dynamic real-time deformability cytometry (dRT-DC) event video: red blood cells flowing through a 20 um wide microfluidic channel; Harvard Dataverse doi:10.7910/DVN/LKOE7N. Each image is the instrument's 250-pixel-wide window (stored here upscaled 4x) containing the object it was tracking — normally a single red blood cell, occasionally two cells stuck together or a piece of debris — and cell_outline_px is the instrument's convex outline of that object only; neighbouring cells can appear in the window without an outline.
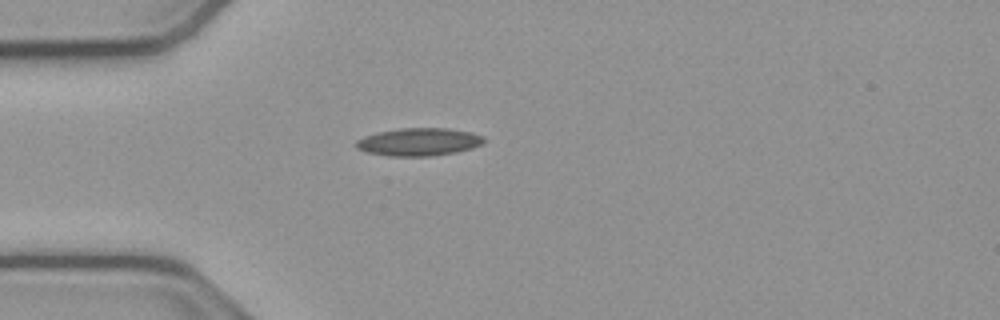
{"species": "common noctule bat (a hibernating species)", "species_latin": "Nyctalus noctula", "temperature_condition": "cold", "stored_images_in_passage": 35, "camera_frame_rate_fps": 3000, "um_per_image_px": 0.085, "animal": {"sex": "male", "body_mass_g": 23.1, "forearm_length_mm": 52.7}, "frame": {"image": 1, "passage_image": 1, "time_ms": 0.0, "image_size_px": [1000, 320], "cell_outline_px": [[488, 140], [484, 144], [472, 148], [456, 152], [428, 156], [388, 156], [368, 152], [356, 148], [356, 140], [364, 136], [380, 132], [400, 128], [448, 128], [472, 132], [484, 136]], "centroid_in_image_um": [35.66, 12.06], "position_along_channel_um": 49.3, "area_um2": 20.81}}
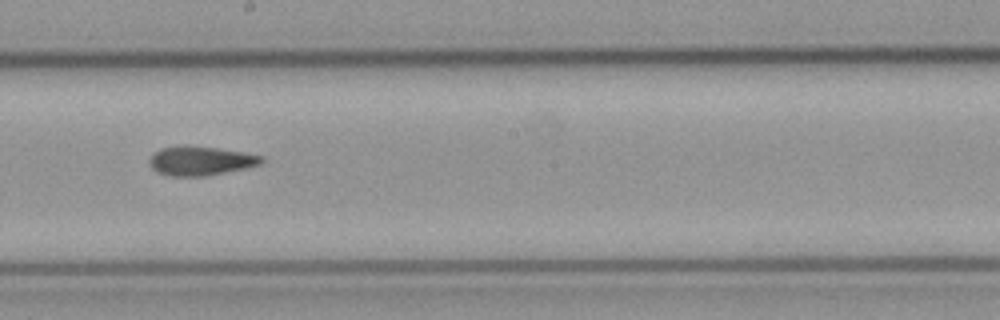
{"frame": {"image": 2, "passage_image": 16, "time_ms": 5.0, "image_size_px": [1000, 320], "cell_outline_px": [[264, 160], [260, 164], [244, 168], [208, 176], [168, 176], [156, 172], [152, 168], [148, 160], [160, 148], [184, 144], [216, 148], [264, 156]], "centroid_in_image_um": [17.01, 13.67], "position_along_channel_um": 231.2, "area_um2": 19.07}}
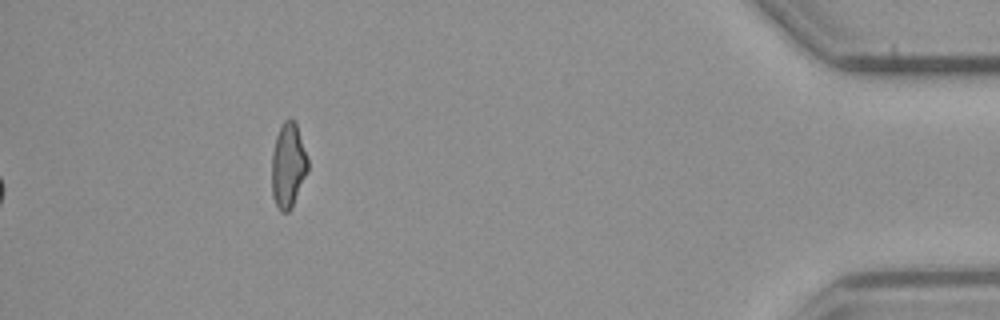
{"frame": {"image": 3, "passage_image": 35, "time_ms": 11.333, "image_size_px": [1000, 320], "cell_outline_px": [[308, 172], [292, 208], [288, 212], [280, 212], [272, 196], [272, 152], [276, 136], [284, 120], [288, 116], [292, 116], [296, 124], [308, 160]], "centroid_in_image_um": [24.49, 14.07], "position_along_channel_um": 410.7, "area_um2": 17.98}, "authors_computed_cell_mechanics": {"area_um2": 18.9584, "velocity_mm_per_s": 3.8388, "shape_relaxation_time_tau1_ms": null, "shape_relaxation_time_tau2_ms": 3.5331, "deformation_change_tau1": null, "deformation_change_tau2": 0.1129}}